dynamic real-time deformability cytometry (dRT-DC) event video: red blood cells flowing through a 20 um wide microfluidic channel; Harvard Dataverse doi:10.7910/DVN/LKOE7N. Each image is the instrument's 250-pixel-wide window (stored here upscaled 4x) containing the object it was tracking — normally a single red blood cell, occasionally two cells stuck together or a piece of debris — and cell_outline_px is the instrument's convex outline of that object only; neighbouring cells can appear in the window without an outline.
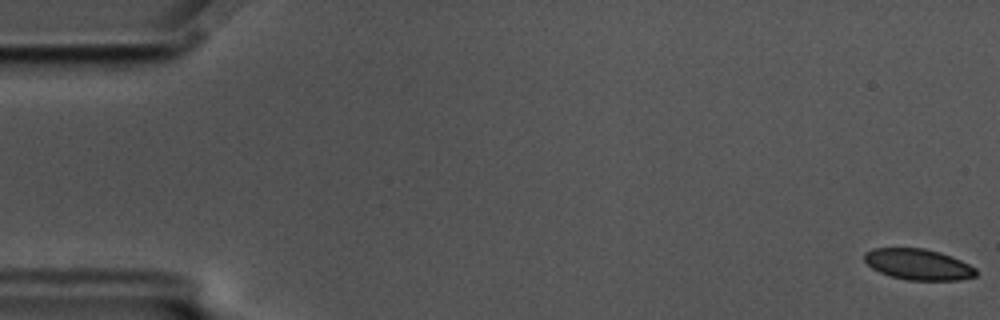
{"species": "common noctule bat (a hibernating species)", "species_latin": "Nyctalus noctula", "temperature_condition": "cold", "stored_images_in_passage": 58, "camera_frame_rate_fps": 3000, "um_per_image_px": 0.085, "animal": {"sex": "male", "body_mass_g": 17.5, "forearm_length_mm": 52.3}, "frame": {"image": 1, "passage_image": 1, "time_ms": 0.0, "image_size_px": [1000, 320], "cell_outline_px": [[976, 276], [960, 280], [908, 280], [892, 276], [880, 272], [872, 268], [864, 260], [864, 252], [872, 248], [924, 248], [940, 252], [960, 260], [976, 268]], "centroid_in_image_um": [78.04, 22.47], "position_along_channel_um": 7.0, "area_um2": 20.06}}
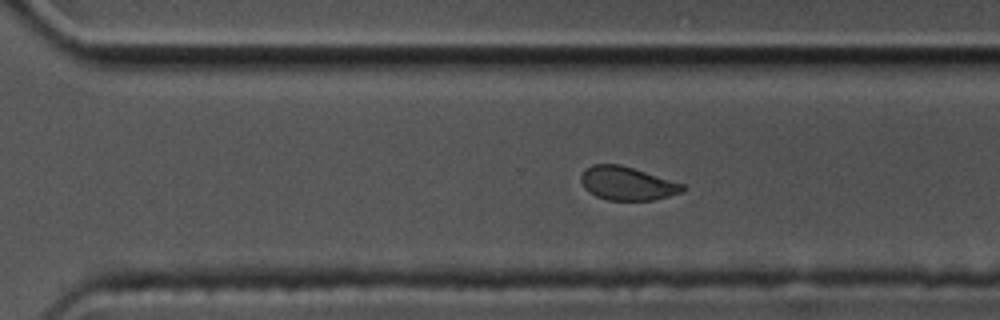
{"frame": {"image": 2, "passage_image": 40, "time_ms": 13.0, "image_size_px": [1000, 320], "cell_outline_px": [[688, 188], [680, 192], [668, 196], [652, 200], [608, 200], [596, 196], [588, 192], [584, 188], [580, 180], [580, 176], [584, 168], [592, 164], [620, 164], [684, 184]], "centroid_in_image_um": [53.26, 15.58], "position_along_channel_um": 317.3, "area_um2": 19.88}}
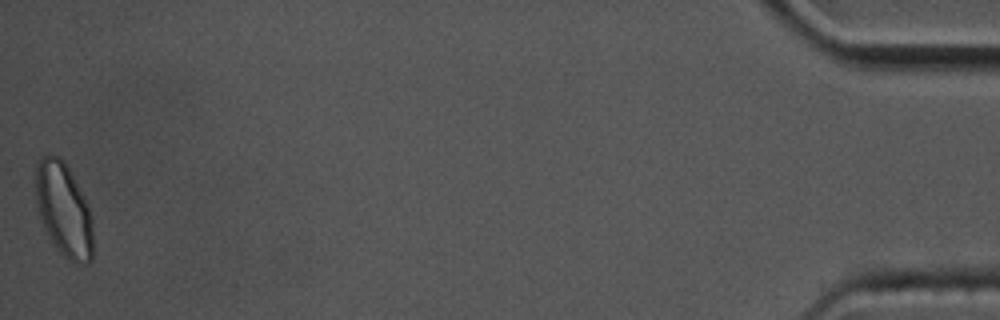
{"frame": {"image": 3, "passage_image": 58, "time_ms": 19.0, "image_size_px": [1000, 320], "cell_outline_px": [[92, 260], [88, 264], [84, 264], [68, 260], [56, 248], [40, 216], [36, 200], [36, 164], [40, 156], [48, 152], [60, 156], [64, 160], [92, 216]], "centroid_in_image_um": [5.4, 17.79], "position_along_channel_um": 429.8, "area_um2": 30.87}, "authors_computed_cell_mechanics": {"area_um2": 21.5883, "velocity_mm_per_s": 3.4859, "shape_relaxation_time_tau1_ms": 3.795, "shape_relaxation_time_tau2_ms": 1.2138, "deformation_change_tau1": 0.0995, "deformation_change_tau2": 0.0606}}